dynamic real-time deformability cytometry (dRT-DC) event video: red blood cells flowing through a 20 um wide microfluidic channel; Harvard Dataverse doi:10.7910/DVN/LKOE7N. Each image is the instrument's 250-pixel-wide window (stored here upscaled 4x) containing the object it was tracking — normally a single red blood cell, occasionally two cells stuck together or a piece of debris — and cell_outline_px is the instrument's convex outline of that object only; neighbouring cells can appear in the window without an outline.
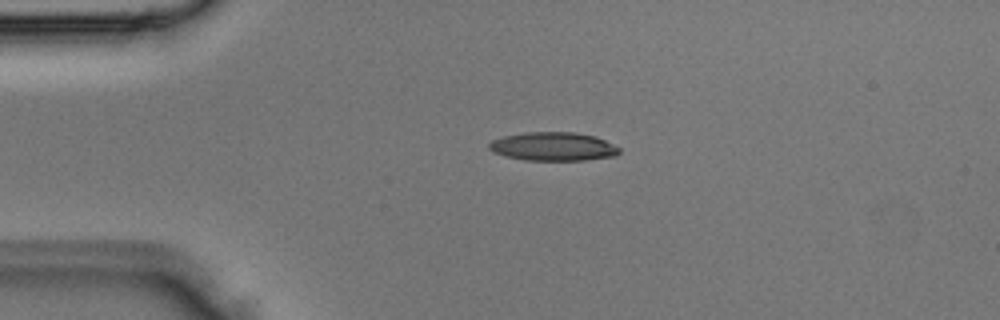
{"species": "Egyptian fruit bat (a non-hibernating species)", "species_latin": "Rousettus aegyptiacus", "temperature_condition": "room temperature", "stored_images_in_passage": 5, "camera_frame_rate_fps": 3000, "um_per_image_px": 0.085, "animal": {"sex": "male"}, "frame": {"image": 1, "passage_image": 4, "time_ms": 1.0, "image_size_px": [1000, 320], "cell_outline_px": [[620, 152], [616, 156], [584, 160], [524, 160], [504, 156], [492, 152], [488, 148], [488, 144], [492, 140], [504, 136], [524, 132], [576, 132], [596, 136], [620, 148]], "centroid_in_image_um": [47.01, 12.45], "position_along_channel_um": 38.0, "area_um2": 21.85}}